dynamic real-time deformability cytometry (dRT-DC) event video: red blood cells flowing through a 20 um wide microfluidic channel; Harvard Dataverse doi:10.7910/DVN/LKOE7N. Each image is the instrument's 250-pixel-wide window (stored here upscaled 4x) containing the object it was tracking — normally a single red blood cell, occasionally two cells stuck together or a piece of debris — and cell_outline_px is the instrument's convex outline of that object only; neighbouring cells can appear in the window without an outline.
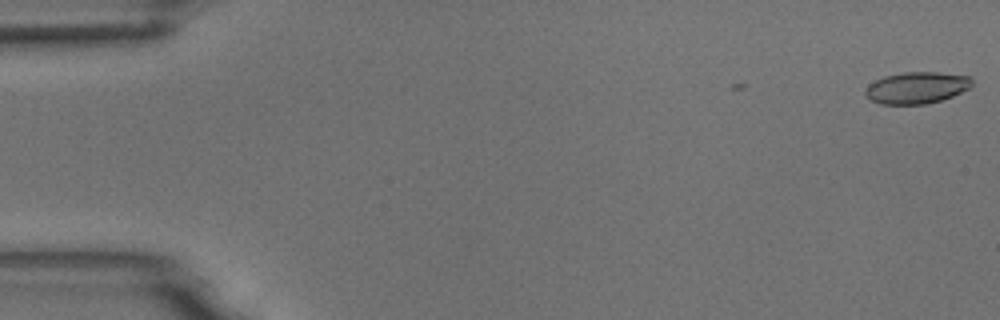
{"species": "common noctule bat (a hibernating species)", "species_latin": "Nyctalus noctula", "temperature_condition": "room temperature", "stored_images_in_passage": 3, "camera_frame_rate_fps": 3000, "um_per_image_px": 0.085, "animal": {"sex": "male", "body_mass_g": 18.8}, "frame": {"image": 1, "passage_image": 1, "time_ms": 0.0, "image_size_px": [1000, 320], "cell_outline_px": [[972, 88], [952, 96], [940, 100], [924, 104], [880, 104], [872, 100], [864, 92], [868, 84], [884, 76], [904, 72], [936, 72], [972, 76]], "centroid_in_image_um": [77.95, 7.45], "position_along_channel_um": 7.0, "area_um2": 19.71}}